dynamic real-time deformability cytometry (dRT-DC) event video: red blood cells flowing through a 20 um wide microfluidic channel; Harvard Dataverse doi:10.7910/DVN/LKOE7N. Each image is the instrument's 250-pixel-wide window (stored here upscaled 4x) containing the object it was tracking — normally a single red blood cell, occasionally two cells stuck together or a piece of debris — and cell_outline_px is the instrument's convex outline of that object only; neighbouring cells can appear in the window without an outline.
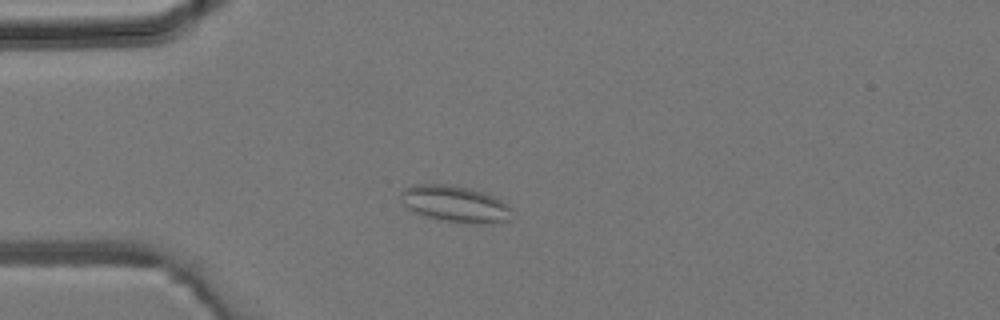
{"species": "common noctule bat (a hibernating species)", "species_latin": "Nyctalus noctula", "temperature_condition": "room temperature", "stored_images_in_passage": 43, "camera_frame_rate_fps": 3000, "um_per_image_px": 0.085, "animal": {"sex": "male", "body_mass_g": 19.2, "forearm_length_mm": 51.8}, "frame": {"image": 1, "passage_image": 10, "time_ms": 3.0, "image_size_px": [1000, 320], "cell_outline_px": [[512, 220], [484, 224], [464, 224], [444, 220], [428, 216], [416, 212], [408, 208], [404, 204], [400, 196], [400, 192], [404, 188], [412, 184], [444, 184], [468, 188], [484, 192], [496, 196], [512, 208]], "centroid_in_image_um": [38.74, 17.34], "position_along_channel_um": 46.3, "area_um2": 23.81}}
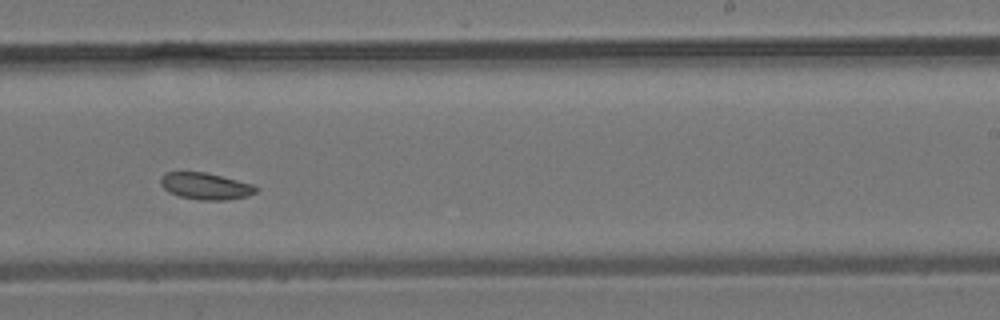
{"frame": {"image": 2, "passage_image": 26, "time_ms": 8.333, "image_size_px": [1000, 320], "cell_outline_px": [[260, 188], [256, 192], [248, 196], [228, 200], [200, 200], [180, 196], [168, 192], [160, 184], [160, 176], [164, 172], [204, 172], [252, 184]], "centroid_in_image_um": [17.46, 15.82], "position_along_channel_um": 271.5, "area_um2": 14.85}}
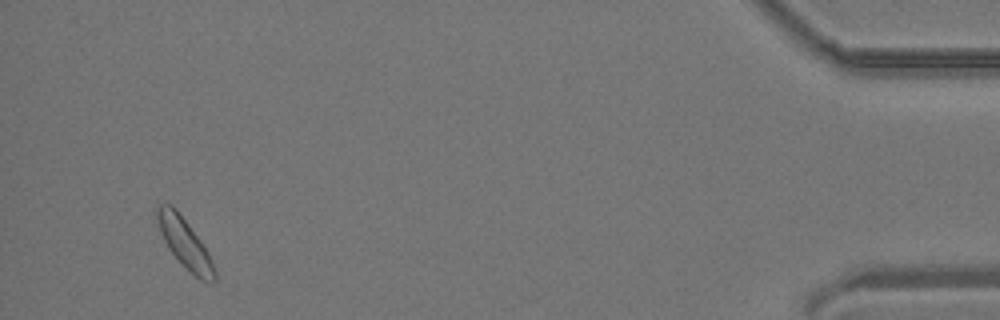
{"frame": {"image": 3, "passage_image": 41, "time_ms": 13.333, "image_size_px": [1000, 320], "cell_outline_px": [[216, 280], [212, 284], [200, 280], [168, 248], [160, 232], [156, 216], [156, 204], [172, 204], [176, 208], [200, 240], [208, 252], [212, 260], [216, 272]], "centroid_in_image_um": [15.71, 20.64], "position_along_channel_um": 419.5, "area_um2": 16.3}}